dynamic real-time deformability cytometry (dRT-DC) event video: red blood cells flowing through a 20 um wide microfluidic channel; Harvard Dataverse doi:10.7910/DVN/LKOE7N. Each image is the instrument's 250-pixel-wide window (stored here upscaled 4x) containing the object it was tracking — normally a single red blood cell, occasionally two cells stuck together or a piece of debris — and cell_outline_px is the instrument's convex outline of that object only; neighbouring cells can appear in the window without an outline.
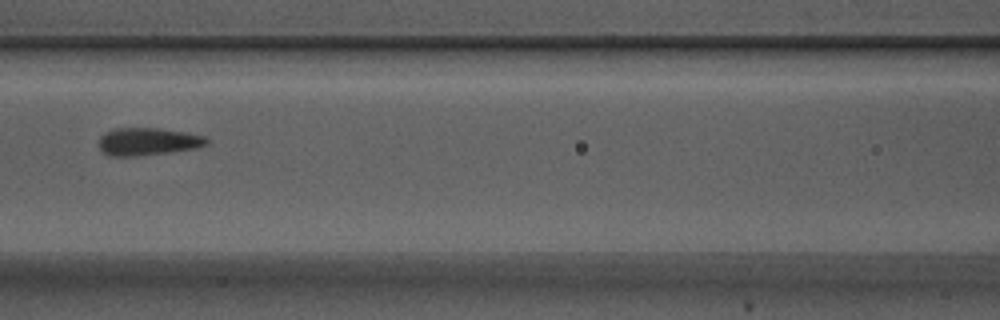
{"species": "Egyptian fruit bat (a non-hibernating species)", "species_latin": "Rousettus aegyptiacus", "temperature_condition": "warm", "stored_images_in_passage": 3, "camera_frame_rate_fps": 3000, "um_per_image_px": 0.085, "animal": {"sex": "male"}, "frame": {"image": 1, "passage_image": 3, "time_ms": 0.667, "image_size_px": [1000, 320], "cell_outline_px": [[208, 144], [196, 148], [168, 152], [136, 156], [108, 156], [100, 148], [100, 136], [104, 132], [116, 128], [160, 128], [184, 132], [204, 136], [208, 140]], "centroid_in_image_um": [12.55, 12.03], "position_along_channel_um": 154.0, "area_um2": 17.22}}